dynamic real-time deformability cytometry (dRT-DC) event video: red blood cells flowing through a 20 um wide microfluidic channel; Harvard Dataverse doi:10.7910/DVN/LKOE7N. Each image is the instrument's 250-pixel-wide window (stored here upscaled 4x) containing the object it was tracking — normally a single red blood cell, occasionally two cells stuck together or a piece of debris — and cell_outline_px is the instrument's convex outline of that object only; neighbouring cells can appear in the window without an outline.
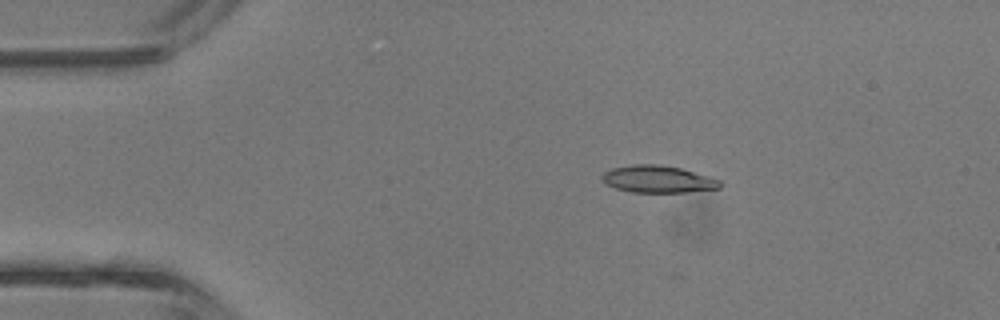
{"species": "common noctule bat (a hibernating species)", "species_latin": "Nyctalus noctula", "temperature_condition": "room temperature", "stored_images_in_passage": 37, "camera_frame_rate_fps": 3000, "um_per_image_px": 0.085, "animal": {"sex": "male", "body_mass_g": 13.3}, "frame": {"image": 1, "passage_image": 3, "time_ms": 0.667, "image_size_px": [1000, 320], "cell_outline_px": [[724, 184], [720, 188], [684, 192], [632, 192], [616, 188], [604, 184], [600, 180], [600, 176], [604, 172], [612, 168], [632, 164], [656, 164], [680, 168], [708, 176], [720, 180]], "centroid_in_image_um": [55.88, 15.23], "position_along_channel_um": 29.1, "area_um2": 18.73}}
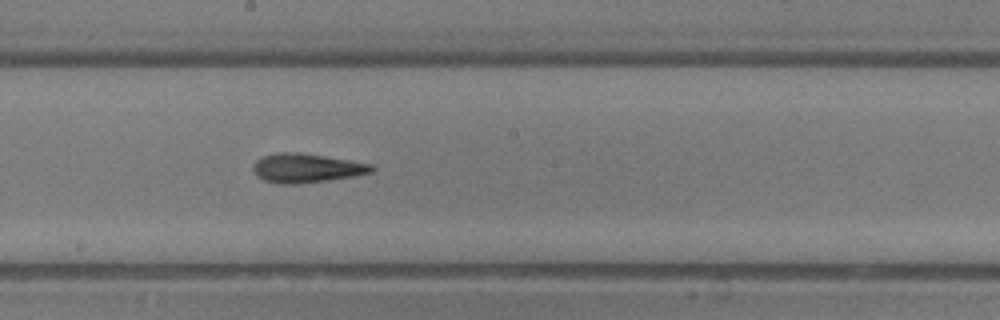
{"frame": {"image": 2, "passage_image": 18, "time_ms": 5.667, "image_size_px": [1000, 320], "cell_outline_px": [[376, 168], [372, 172], [352, 176], [328, 180], [296, 184], [284, 184], [264, 180], [256, 176], [252, 168], [256, 160], [264, 156], [280, 152], [296, 152], [324, 156], [372, 164]], "centroid_in_image_um": [26.04, 14.29], "position_along_channel_um": 222.2, "area_um2": 19.83}}
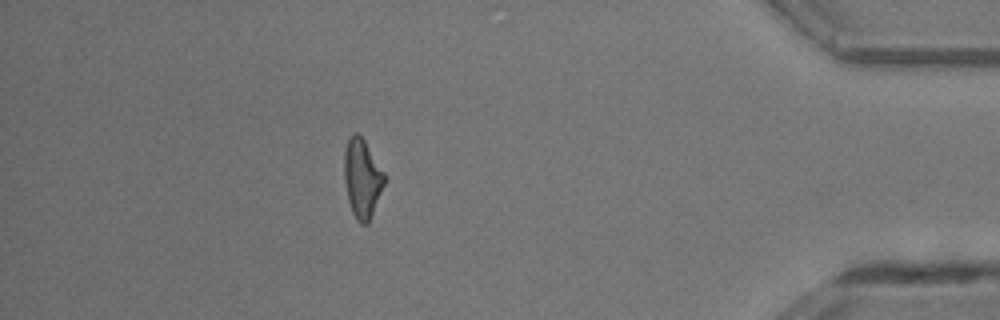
{"frame": {"image": 3, "passage_image": 32, "time_ms": 10.333, "image_size_px": [1000, 320], "cell_outline_px": [[384, 184], [368, 224], [360, 224], [356, 220], [352, 212], [348, 200], [344, 180], [344, 152], [348, 136], [352, 132], [356, 132], [364, 140], [384, 172]], "centroid_in_image_um": [30.75, 15.14], "position_along_channel_um": 404.4, "area_um2": 18.38}, "authors_computed_cell_mechanics": {"area_um2": 18.8428, "velocity_mm_per_s": 4.9704, "shape_relaxation_time_tau1_ms": 8.2438, "shape_relaxation_time_tau2_ms": 7.3554, "deformation_change_tau1": 0.2881, "deformation_change_tau2": 0.2348}}